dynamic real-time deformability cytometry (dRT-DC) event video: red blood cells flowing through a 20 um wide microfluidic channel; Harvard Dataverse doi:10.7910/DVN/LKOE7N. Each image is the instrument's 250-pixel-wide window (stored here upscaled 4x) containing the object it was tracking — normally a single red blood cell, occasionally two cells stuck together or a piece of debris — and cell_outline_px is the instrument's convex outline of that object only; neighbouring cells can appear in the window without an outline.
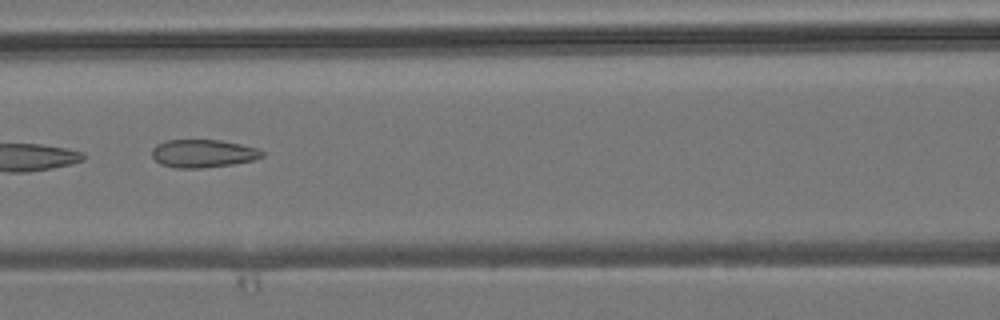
{"species": "common noctule bat (a hibernating species)", "species_latin": "Nyctalus noctula", "temperature_condition": "room temperature", "stored_images_in_passage": 7, "camera_frame_rate_fps": 3000, "um_per_image_px": 0.085, "animal": {"sex": "male", "body_mass_g": 19.2, "forearm_length_mm": 51.8}, "frame": {"image": 1, "passage_image": 4, "time_ms": 3.667, "image_size_px": [1000, 320], "cell_outline_px": [[264, 156], [252, 160], [232, 164], [200, 168], [176, 168], [160, 164], [152, 156], [152, 148], [156, 144], [164, 140], [220, 140], [240, 144], [256, 148], [264, 152]], "centroid_in_image_um": [17.22, 13.04], "position_along_channel_um": 149.4, "area_um2": 17.92}}
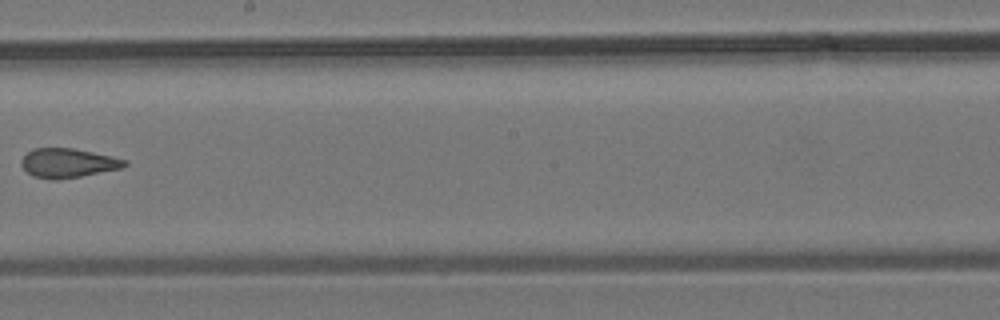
{"frame": {"image": 2, "passage_image": 6, "time_ms": 6.0, "image_size_px": [1000, 320], "cell_outline_px": [[128, 164], [120, 168], [80, 176], [56, 180], [52, 180], [32, 176], [20, 164], [20, 160], [32, 148], [72, 148], [112, 156], [128, 160]], "centroid_in_image_um": [5.75, 13.85], "position_along_channel_um": 242.4, "area_um2": 17.51}}
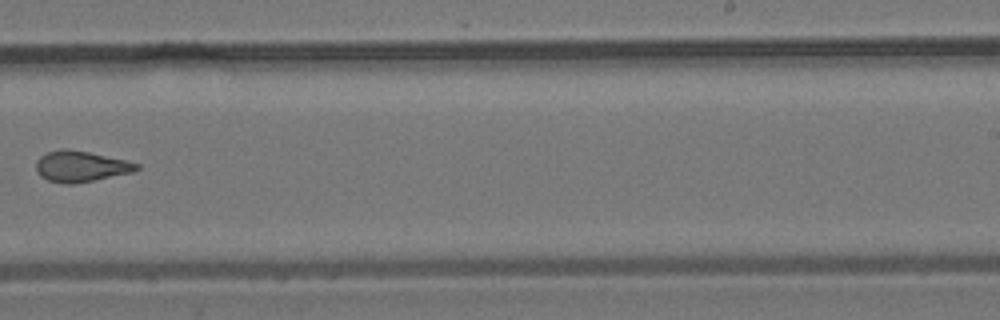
{"frame": {"image": 3, "passage_image": 7, "time_ms": 7.0, "image_size_px": [1000, 320], "cell_outline_px": [[140, 168], [132, 172], [72, 184], [64, 184], [48, 180], [40, 176], [36, 172], [36, 160], [40, 156], [48, 152], [60, 148], [88, 152], [124, 160], [140, 164]], "centroid_in_image_um": [6.82, 14.14], "position_along_channel_um": 282.2, "area_um2": 17.86}}